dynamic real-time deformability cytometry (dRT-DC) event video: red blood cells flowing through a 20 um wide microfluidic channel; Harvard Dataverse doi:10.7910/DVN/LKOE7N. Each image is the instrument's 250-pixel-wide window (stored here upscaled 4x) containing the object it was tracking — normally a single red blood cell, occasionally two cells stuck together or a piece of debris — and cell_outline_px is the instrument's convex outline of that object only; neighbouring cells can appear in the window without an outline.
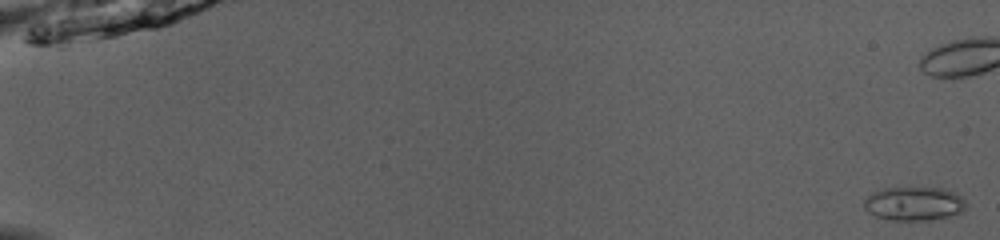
{"species": "common noctule bat (a hibernating species)", "species_latin": "Nyctalus noctula", "temperature_condition": "room temperature", "stored_images_in_passage": 21, "camera_frame_rate_fps": 3000, "um_per_image_px": 0.085, "animal": {"sex": "male", "body_mass_g": 13.0, "forearm_length_mm": 53.1}, "frame": {"image": 1, "passage_image": 1, "time_ms": 0.0, "image_size_px": [1000, 240], "cell_outline_px": [[964, 208], [960, 212], [948, 216], [932, 220], [892, 220], [876, 216], [868, 212], [864, 208], [864, 200], [872, 192], [892, 184], [944, 188], [960, 196], [964, 200]], "centroid_in_image_um": [77.62, 17.25], "position_along_channel_um": 7.4, "area_um2": 20.75}}